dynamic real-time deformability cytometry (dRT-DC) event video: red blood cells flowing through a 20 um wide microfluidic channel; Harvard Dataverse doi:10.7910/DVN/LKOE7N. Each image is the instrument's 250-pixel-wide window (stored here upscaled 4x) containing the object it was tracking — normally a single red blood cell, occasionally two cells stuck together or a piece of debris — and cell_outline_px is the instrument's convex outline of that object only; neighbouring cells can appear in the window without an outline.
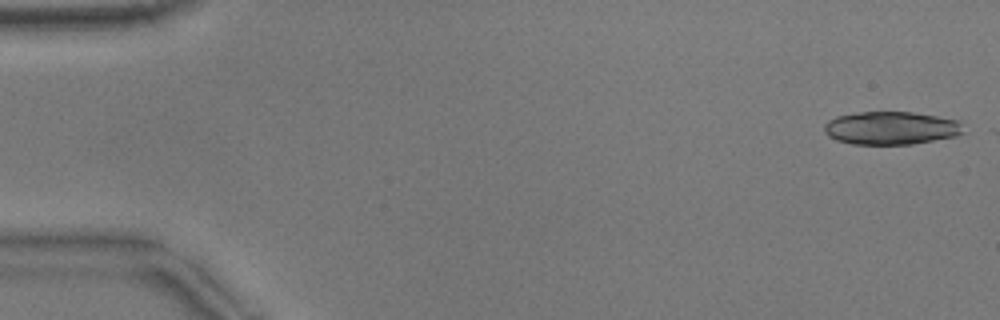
{"species": "common noctule bat (a hibernating species)", "species_latin": "Nyctalus noctula", "temperature_condition": "warm", "stored_images_in_passage": 15, "camera_frame_rate_fps": 3000, "um_per_image_px": 0.085, "animal": {"sex": "male", "body_mass_g": 17.9}, "frame": {"image": 1, "passage_image": 1, "time_ms": 0.0, "image_size_px": [1000, 320], "cell_outline_px": [[964, 132], [956, 136], [912, 144], [852, 144], [836, 140], [828, 136], [824, 132], [824, 124], [828, 120], [836, 116], [860, 112], [912, 112], [936, 116], [956, 120], [960, 124]], "centroid_in_image_um": [75.69, 10.88], "position_along_channel_um": 9.3, "area_um2": 26.7}}
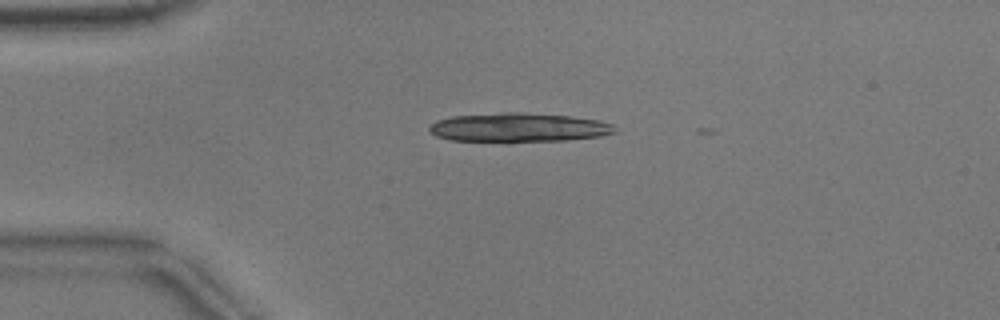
{"frame": {"image": 2, "passage_image": 12, "time_ms": 3.667, "image_size_px": [1000, 320], "cell_outline_px": [[616, 132], [600, 136], [564, 140], [452, 140], [436, 136], [428, 128], [436, 120], [452, 116], [504, 112], [520, 112], [568, 116], [600, 120], [612, 124], [616, 128]], "centroid_in_image_um": [44.1, 10.81], "position_along_channel_um": 40.9, "area_um2": 30.63}}